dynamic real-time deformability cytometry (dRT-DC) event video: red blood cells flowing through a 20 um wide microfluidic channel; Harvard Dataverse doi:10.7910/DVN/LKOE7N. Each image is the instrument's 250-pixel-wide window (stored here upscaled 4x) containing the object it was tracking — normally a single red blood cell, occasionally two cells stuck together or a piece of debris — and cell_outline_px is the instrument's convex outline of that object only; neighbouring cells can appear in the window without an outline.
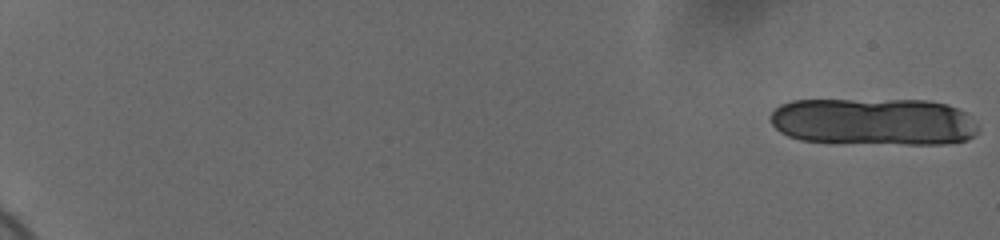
{"species": "human", "species_latin": "Homo sapiens", "temperature_condition": "cold", "stored_images_in_passage": 20, "camera_frame_rate_fps": 3000, "um_per_image_px": 0.085, "donor": {"sex": "female"}, "frame": {"image": 1, "passage_image": 1, "time_ms": 0.0, "image_size_px": [1000, 240], "cell_outline_px": [[980, 128], [976, 136], [968, 140], [944, 144], [904, 144], [800, 140], [788, 136], [780, 132], [772, 124], [772, 112], [780, 104], [792, 100], [928, 100], [948, 104], [964, 112]], "centroid_in_image_um": [74.31, 10.34], "position_along_channel_um": 10.7, "area_um2": 57.4}}